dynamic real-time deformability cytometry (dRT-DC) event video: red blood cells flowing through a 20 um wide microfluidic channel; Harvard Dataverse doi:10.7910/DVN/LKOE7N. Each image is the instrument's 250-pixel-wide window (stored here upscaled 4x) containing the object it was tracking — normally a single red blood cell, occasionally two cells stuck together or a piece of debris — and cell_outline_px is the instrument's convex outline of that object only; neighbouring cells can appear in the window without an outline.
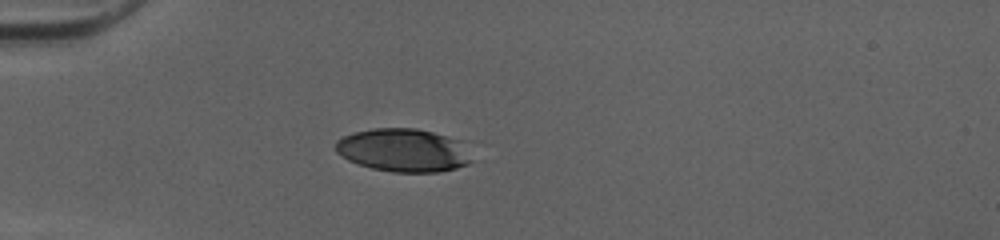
{"species": "human", "species_latin": "Homo sapiens", "temperature_condition": "cold", "stored_images_in_passage": 37, "camera_frame_rate_fps": 3000, "um_per_image_px": 0.085, "donor": {"sex": "female"}, "frame": {"image": 1, "passage_image": 1, "time_ms": 0.0, "image_size_px": [1000, 240], "cell_outline_px": [[472, 160], [468, 164], [456, 168], [440, 172], [392, 172], [372, 168], [348, 160], [336, 152], [336, 140], [352, 132], [372, 128], [416, 128], [448, 136], [460, 140]], "centroid_in_image_um": [34.27, 12.76], "position_along_channel_um": 50.7, "area_um2": 34.22}}
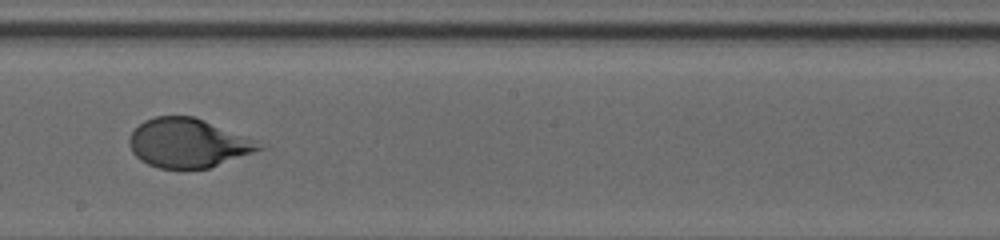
{"frame": {"image": 2, "passage_image": 16, "time_ms": 5.0, "image_size_px": [1000, 240], "cell_outline_px": [[268, 148], [208, 168], [160, 168], [148, 164], [140, 160], [132, 152], [128, 144], [128, 140], [132, 132], [144, 120], [156, 116], [192, 116], [204, 120], [248, 136], [268, 144]], "centroid_in_image_um": [16.05, 12.16], "position_along_channel_um": 232.1, "area_um2": 37.4}}
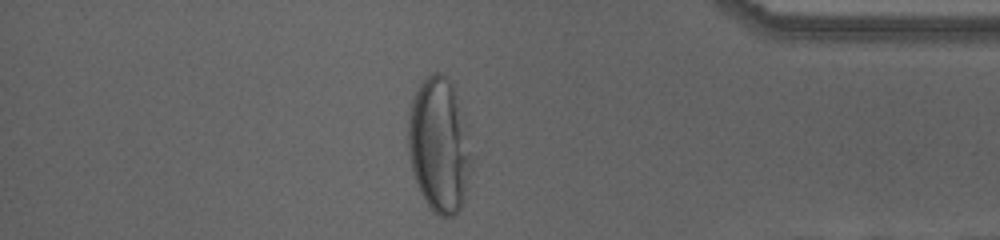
{"frame": {"image": 3, "passage_image": 30, "time_ms": 9.667, "image_size_px": [1000, 240], "cell_outline_px": [[472, 168], [464, 200], [460, 212], [452, 216], [440, 216], [428, 204], [420, 192], [412, 168], [408, 148], [408, 120], [412, 100], [420, 84], [432, 72], [440, 72], [452, 80], [472, 160]], "centroid_in_image_um": [37.32, 12.36], "position_along_channel_um": 397.9, "area_um2": 48.96}, "authors_computed_cell_mechanics": {"area_um2": 38.726, "velocity_mm_per_s": 4.0378, "shape_relaxation_time_tau1_ms": 3.3129, "shape_relaxation_time_tau2_ms": null, "deformation_change_tau1": 0.1808, "deformation_change_tau2": null}}